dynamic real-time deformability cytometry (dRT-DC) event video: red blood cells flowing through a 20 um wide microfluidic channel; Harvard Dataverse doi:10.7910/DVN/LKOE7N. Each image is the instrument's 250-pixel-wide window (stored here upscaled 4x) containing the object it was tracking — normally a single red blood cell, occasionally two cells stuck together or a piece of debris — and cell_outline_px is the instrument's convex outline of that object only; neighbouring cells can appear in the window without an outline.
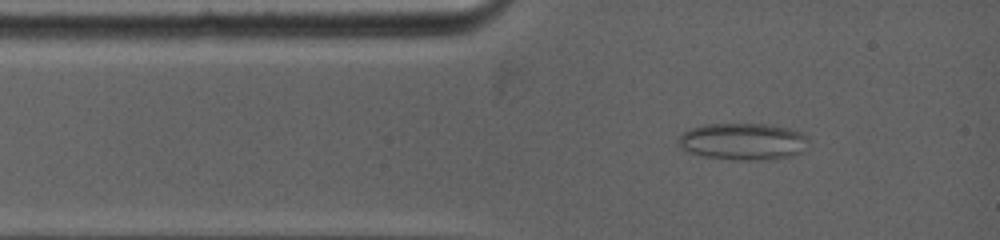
{"species": "common noctule bat (a hibernating species)", "species_latin": "Nyctalus noctula", "temperature_condition": "warm", "stored_images_in_passage": 50, "camera_frame_rate_fps": 5000, "um_per_image_px": 0.085, "animal": {"sex": "female", "body_mass_g": 19.0, "forearm_length_mm": 53.3}, "frame": {"image": 1, "passage_image": 4, "time_ms": 1.0, "image_size_px": [1000, 240], "cell_outline_px": [[808, 140], [800, 152], [792, 156], [772, 160], [736, 160], [704, 156], [688, 152], [680, 148], [680, 136], [684, 132], [692, 128], [704, 124], [772, 124], [788, 128], [800, 132], [808, 136]], "centroid_in_image_um": [63.18, 12.03], "position_along_channel_um": 21.8, "area_um2": 27.98}}
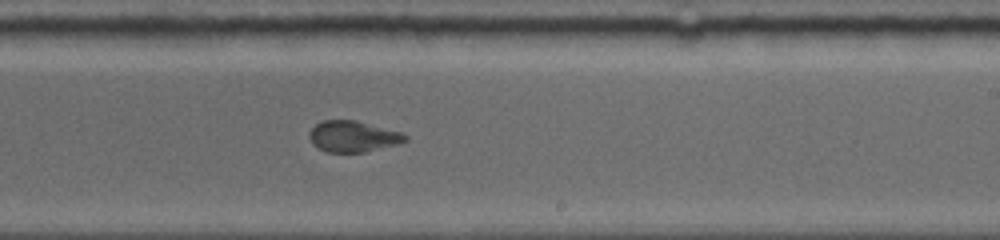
{"frame": {"image": 2, "passage_image": 25, "time_ms": 7.4, "image_size_px": [1000, 240], "cell_outline_px": [[408, 140], [396, 144], [364, 152], [328, 152], [316, 148], [312, 144], [308, 136], [308, 132], [316, 124], [324, 120], [356, 120], [404, 132], [408, 136]], "centroid_in_image_um": [30.0, 11.59], "position_along_channel_um": 259.0, "area_um2": 17.57}}
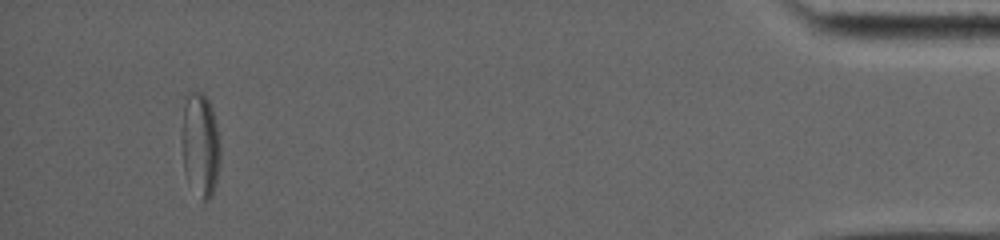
{"frame": {"image": 3, "passage_image": 50, "time_ms": 14.0, "image_size_px": [1000, 240], "cell_outline_px": [[220, 160], [216, 184], [212, 196], [208, 200], [200, 200], [188, 184], [184, 172], [180, 136], [184, 104], [188, 92], [196, 88], [208, 100], [212, 108], [216, 124], [220, 144]], "centroid_in_image_um": [17.0, 12.33], "position_along_channel_um": 418.2, "area_um2": 24.1}, "authors_computed_cell_mechanics": {"area_um2": 19.3341, "velocity_mm_per_s": 3.9273, "shape_relaxation_time_tau1_ms": null, "shape_relaxation_time_tau2_ms": 1.3619, "deformation_change_tau1": null, "deformation_change_tau2": 0.0755}}